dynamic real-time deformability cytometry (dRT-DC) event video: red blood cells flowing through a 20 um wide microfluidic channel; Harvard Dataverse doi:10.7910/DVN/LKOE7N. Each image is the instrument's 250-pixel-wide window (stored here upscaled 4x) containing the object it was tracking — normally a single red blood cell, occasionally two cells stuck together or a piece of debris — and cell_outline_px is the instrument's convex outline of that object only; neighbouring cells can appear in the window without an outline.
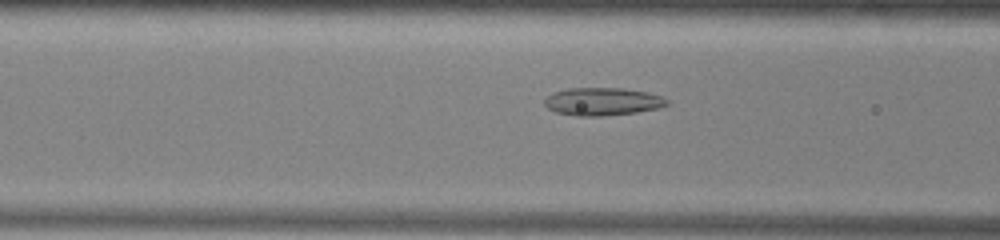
{"species": "common noctule bat (a hibernating species)", "species_latin": "Nyctalus noctula", "temperature_condition": "warm", "stored_images_in_passage": 45, "camera_frame_rate_fps": 3000, "um_per_image_px": 0.085, "animal": {"sex": "male", "body_mass_g": 13.0, "forearm_length_mm": 53.1}, "frame": {"image": 1, "passage_image": 20, "time_ms": 6.333, "image_size_px": [1000, 240], "cell_outline_px": [[668, 104], [660, 108], [636, 112], [600, 116], [576, 116], [556, 112], [548, 108], [544, 104], [544, 100], [552, 92], [568, 88], [624, 88], [648, 92], [660, 96], [668, 100]], "centroid_in_image_um": [51.2, 8.63], "position_along_channel_um": 115.4, "area_um2": 19.88}}
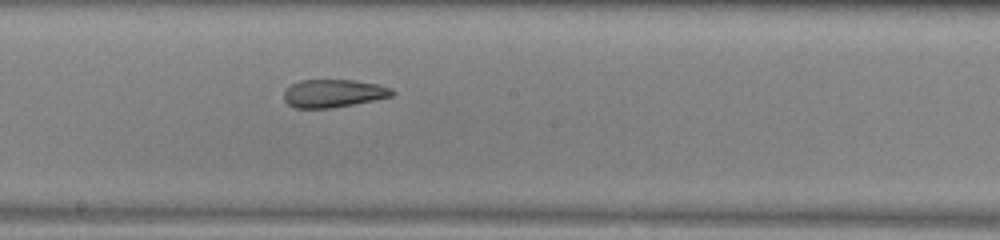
{"frame": {"image": 2, "passage_image": 28, "time_ms": 9.0, "image_size_px": [1000, 240], "cell_outline_px": [[396, 92], [392, 96], [352, 104], [328, 108], [296, 108], [288, 104], [284, 100], [284, 92], [292, 84], [300, 80], [352, 80], [376, 84], [392, 88]], "centroid_in_image_um": [28.33, 7.93], "position_along_channel_um": 219.9, "area_um2": 17.4}}
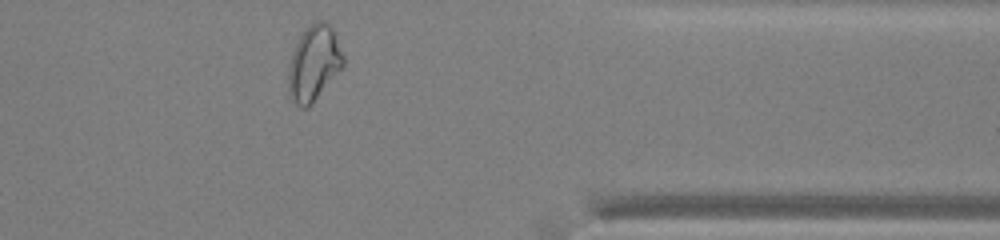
{"frame": {"image": 3, "passage_image": 42, "time_ms": 13.667, "image_size_px": [1000, 240], "cell_outline_px": [[344, 64], [308, 108], [300, 108], [292, 100], [288, 92], [288, 68], [292, 52], [300, 36], [316, 20], [324, 20], [336, 32], [344, 56]], "centroid_in_image_um": [26.68, 5.37], "position_along_channel_um": 384.7, "area_um2": 23.93}, "authors_computed_cell_mechanics": {"area_um2": 21.5594, "velocity_mm_per_s": 3.9282, "shape_relaxation_time_tau1_ms": null, "shape_relaxation_time_tau2_ms": 2.1781, "deformation_change_tau1": null, "deformation_change_tau2": 0.1015}}